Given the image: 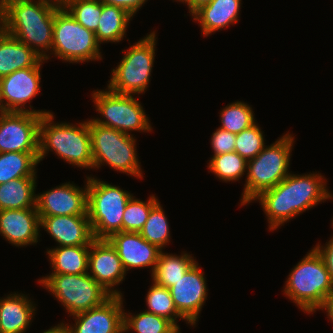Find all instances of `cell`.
<instances>
[{"instance_id":"cell-5","label":"cell","mask_w":333,"mask_h":333,"mask_svg":"<svg viewBox=\"0 0 333 333\" xmlns=\"http://www.w3.org/2000/svg\"><path fill=\"white\" fill-rule=\"evenodd\" d=\"M294 136L286 133L253 159L247 161V178L244 184L241 204H249L261 192L275 187L289 173L290 156Z\"/></svg>"},{"instance_id":"cell-4","label":"cell","mask_w":333,"mask_h":333,"mask_svg":"<svg viewBox=\"0 0 333 333\" xmlns=\"http://www.w3.org/2000/svg\"><path fill=\"white\" fill-rule=\"evenodd\" d=\"M283 291L304 313L322 308L333 291V280L314 248L291 270Z\"/></svg>"},{"instance_id":"cell-2","label":"cell","mask_w":333,"mask_h":333,"mask_svg":"<svg viewBox=\"0 0 333 333\" xmlns=\"http://www.w3.org/2000/svg\"><path fill=\"white\" fill-rule=\"evenodd\" d=\"M60 6L45 0H6L3 3V30L43 60H48L47 53L51 52L53 44L55 11Z\"/></svg>"},{"instance_id":"cell-34","label":"cell","mask_w":333,"mask_h":333,"mask_svg":"<svg viewBox=\"0 0 333 333\" xmlns=\"http://www.w3.org/2000/svg\"><path fill=\"white\" fill-rule=\"evenodd\" d=\"M158 199L151 195L147 201L136 199L131 196L128 200L123 218H122V231L123 232H140L145 225L151 209L158 203Z\"/></svg>"},{"instance_id":"cell-22","label":"cell","mask_w":333,"mask_h":333,"mask_svg":"<svg viewBox=\"0 0 333 333\" xmlns=\"http://www.w3.org/2000/svg\"><path fill=\"white\" fill-rule=\"evenodd\" d=\"M20 294L0 299V333H25L31 324L36 306L28 296Z\"/></svg>"},{"instance_id":"cell-8","label":"cell","mask_w":333,"mask_h":333,"mask_svg":"<svg viewBox=\"0 0 333 333\" xmlns=\"http://www.w3.org/2000/svg\"><path fill=\"white\" fill-rule=\"evenodd\" d=\"M155 31L130 46L108 81L107 88L118 94L140 95L145 93L154 65Z\"/></svg>"},{"instance_id":"cell-46","label":"cell","mask_w":333,"mask_h":333,"mask_svg":"<svg viewBox=\"0 0 333 333\" xmlns=\"http://www.w3.org/2000/svg\"><path fill=\"white\" fill-rule=\"evenodd\" d=\"M175 1H176V2H178V1H179V2H182V3H184V0H175Z\"/></svg>"},{"instance_id":"cell-45","label":"cell","mask_w":333,"mask_h":333,"mask_svg":"<svg viewBox=\"0 0 333 333\" xmlns=\"http://www.w3.org/2000/svg\"><path fill=\"white\" fill-rule=\"evenodd\" d=\"M66 0H54L55 4L62 5Z\"/></svg>"},{"instance_id":"cell-24","label":"cell","mask_w":333,"mask_h":333,"mask_svg":"<svg viewBox=\"0 0 333 333\" xmlns=\"http://www.w3.org/2000/svg\"><path fill=\"white\" fill-rule=\"evenodd\" d=\"M90 245L60 246L47 249L52 267L51 274H85L88 273Z\"/></svg>"},{"instance_id":"cell-32","label":"cell","mask_w":333,"mask_h":333,"mask_svg":"<svg viewBox=\"0 0 333 333\" xmlns=\"http://www.w3.org/2000/svg\"><path fill=\"white\" fill-rule=\"evenodd\" d=\"M174 324L167 318L142 311L139 314L123 312V332L130 329L136 333H166Z\"/></svg>"},{"instance_id":"cell-28","label":"cell","mask_w":333,"mask_h":333,"mask_svg":"<svg viewBox=\"0 0 333 333\" xmlns=\"http://www.w3.org/2000/svg\"><path fill=\"white\" fill-rule=\"evenodd\" d=\"M38 153H0V184L22 177H37Z\"/></svg>"},{"instance_id":"cell-40","label":"cell","mask_w":333,"mask_h":333,"mask_svg":"<svg viewBox=\"0 0 333 333\" xmlns=\"http://www.w3.org/2000/svg\"><path fill=\"white\" fill-rule=\"evenodd\" d=\"M212 0H184V3L188 5L189 13L192 15L200 9L202 6L209 4Z\"/></svg>"},{"instance_id":"cell-12","label":"cell","mask_w":333,"mask_h":333,"mask_svg":"<svg viewBox=\"0 0 333 333\" xmlns=\"http://www.w3.org/2000/svg\"><path fill=\"white\" fill-rule=\"evenodd\" d=\"M41 118L31 112L0 111V153H38Z\"/></svg>"},{"instance_id":"cell-11","label":"cell","mask_w":333,"mask_h":333,"mask_svg":"<svg viewBox=\"0 0 333 333\" xmlns=\"http://www.w3.org/2000/svg\"><path fill=\"white\" fill-rule=\"evenodd\" d=\"M91 95L96 111L104 118L92 119L95 123L126 134L129 131H152L145 110L133 95L118 94L109 89L96 90Z\"/></svg>"},{"instance_id":"cell-19","label":"cell","mask_w":333,"mask_h":333,"mask_svg":"<svg viewBox=\"0 0 333 333\" xmlns=\"http://www.w3.org/2000/svg\"><path fill=\"white\" fill-rule=\"evenodd\" d=\"M44 228L60 246L90 245L94 240L88 215L39 216Z\"/></svg>"},{"instance_id":"cell-7","label":"cell","mask_w":333,"mask_h":333,"mask_svg":"<svg viewBox=\"0 0 333 333\" xmlns=\"http://www.w3.org/2000/svg\"><path fill=\"white\" fill-rule=\"evenodd\" d=\"M87 214L95 239L122 231V218L132 194L119 186L88 176Z\"/></svg>"},{"instance_id":"cell-38","label":"cell","mask_w":333,"mask_h":333,"mask_svg":"<svg viewBox=\"0 0 333 333\" xmlns=\"http://www.w3.org/2000/svg\"><path fill=\"white\" fill-rule=\"evenodd\" d=\"M325 246H320L321 244H317L314 249L318 252V254L322 257L327 271L330 274L331 279L333 280V237L326 242Z\"/></svg>"},{"instance_id":"cell-42","label":"cell","mask_w":333,"mask_h":333,"mask_svg":"<svg viewBox=\"0 0 333 333\" xmlns=\"http://www.w3.org/2000/svg\"><path fill=\"white\" fill-rule=\"evenodd\" d=\"M43 333H69V331L62 322L48 330L43 331Z\"/></svg>"},{"instance_id":"cell-3","label":"cell","mask_w":333,"mask_h":333,"mask_svg":"<svg viewBox=\"0 0 333 333\" xmlns=\"http://www.w3.org/2000/svg\"><path fill=\"white\" fill-rule=\"evenodd\" d=\"M52 113L43 115L39 124L38 162L53 151L67 163L81 168H93L91 136L88 120L78 125L54 123ZM48 152V153H47Z\"/></svg>"},{"instance_id":"cell-44","label":"cell","mask_w":333,"mask_h":333,"mask_svg":"<svg viewBox=\"0 0 333 333\" xmlns=\"http://www.w3.org/2000/svg\"><path fill=\"white\" fill-rule=\"evenodd\" d=\"M0 25H3V3L0 1Z\"/></svg>"},{"instance_id":"cell-17","label":"cell","mask_w":333,"mask_h":333,"mask_svg":"<svg viewBox=\"0 0 333 333\" xmlns=\"http://www.w3.org/2000/svg\"><path fill=\"white\" fill-rule=\"evenodd\" d=\"M66 182L36 196L39 216L88 215V188Z\"/></svg>"},{"instance_id":"cell-15","label":"cell","mask_w":333,"mask_h":333,"mask_svg":"<svg viewBox=\"0 0 333 333\" xmlns=\"http://www.w3.org/2000/svg\"><path fill=\"white\" fill-rule=\"evenodd\" d=\"M123 295H114L102 305L72 315L75 325L65 324L69 333H124Z\"/></svg>"},{"instance_id":"cell-16","label":"cell","mask_w":333,"mask_h":333,"mask_svg":"<svg viewBox=\"0 0 333 333\" xmlns=\"http://www.w3.org/2000/svg\"><path fill=\"white\" fill-rule=\"evenodd\" d=\"M88 271L112 296L122 295L117 289L114 290V286L125 279L126 271L116 249L107 239H95L90 244Z\"/></svg>"},{"instance_id":"cell-43","label":"cell","mask_w":333,"mask_h":333,"mask_svg":"<svg viewBox=\"0 0 333 333\" xmlns=\"http://www.w3.org/2000/svg\"><path fill=\"white\" fill-rule=\"evenodd\" d=\"M179 325H174L170 330H168L166 333H181Z\"/></svg>"},{"instance_id":"cell-41","label":"cell","mask_w":333,"mask_h":333,"mask_svg":"<svg viewBox=\"0 0 333 333\" xmlns=\"http://www.w3.org/2000/svg\"><path fill=\"white\" fill-rule=\"evenodd\" d=\"M321 310H326V312L328 313L327 316H328L329 320L332 321V324H333V291L326 298V301H325L324 305L322 306Z\"/></svg>"},{"instance_id":"cell-6","label":"cell","mask_w":333,"mask_h":333,"mask_svg":"<svg viewBox=\"0 0 333 333\" xmlns=\"http://www.w3.org/2000/svg\"><path fill=\"white\" fill-rule=\"evenodd\" d=\"M88 126L94 169L106 163L116 171L143 178L133 134L99 125L92 119L88 120Z\"/></svg>"},{"instance_id":"cell-31","label":"cell","mask_w":333,"mask_h":333,"mask_svg":"<svg viewBox=\"0 0 333 333\" xmlns=\"http://www.w3.org/2000/svg\"><path fill=\"white\" fill-rule=\"evenodd\" d=\"M208 169L222 181H238L246 173L247 161L233 151L212 156Z\"/></svg>"},{"instance_id":"cell-30","label":"cell","mask_w":333,"mask_h":333,"mask_svg":"<svg viewBox=\"0 0 333 333\" xmlns=\"http://www.w3.org/2000/svg\"><path fill=\"white\" fill-rule=\"evenodd\" d=\"M164 210L158 202L150 211L145 225L139 234L149 243L156 245L159 249L170 242L169 222L164 214Z\"/></svg>"},{"instance_id":"cell-47","label":"cell","mask_w":333,"mask_h":333,"mask_svg":"<svg viewBox=\"0 0 333 333\" xmlns=\"http://www.w3.org/2000/svg\"><path fill=\"white\" fill-rule=\"evenodd\" d=\"M45 1H49V2H51V3H54V0H45Z\"/></svg>"},{"instance_id":"cell-39","label":"cell","mask_w":333,"mask_h":333,"mask_svg":"<svg viewBox=\"0 0 333 333\" xmlns=\"http://www.w3.org/2000/svg\"><path fill=\"white\" fill-rule=\"evenodd\" d=\"M103 4L113 5L126 10L130 15L135 16L147 0H100Z\"/></svg>"},{"instance_id":"cell-9","label":"cell","mask_w":333,"mask_h":333,"mask_svg":"<svg viewBox=\"0 0 333 333\" xmlns=\"http://www.w3.org/2000/svg\"><path fill=\"white\" fill-rule=\"evenodd\" d=\"M95 33L78 23L61 5L55 11L51 52L62 61L84 63L101 60Z\"/></svg>"},{"instance_id":"cell-25","label":"cell","mask_w":333,"mask_h":333,"mask_svg":"<svg viewBox=\"0 0 333 333\" xmlns=\"http://www.w3.org/2000/svg\"><path fill=\"white\" fill-rule=\"evenodd\" d=\"M37 177H22L0 184V210L36 208Z\"/></svg>"},{"instance_id":"cell-27","label":"cell","mask_w":333,"mask_h":333,"mask_svg":"<svg viewBox=\"0 0 333 333\" xmlns=\"http://www.w3.org/2000/svg\"><path fill=\"white\" fill-rule=\"evenodd\" d=\"M196 260L188 253L183 252L180 256L160 252L154 271L151 273L152 280L157 285L170 288L178 281L194 264Z\"/></svg>"},{"instance_id":"cell-13","label":"cell","mask_w":333,"mask_h":333,"mask_svg":"<svg viewBox=\"0 0 333 333\" xmlns=\"http://www.w3.org/2000/svg\"><path fill=\"white\" fill-rule=\"evenodd\" d=\"M41 66L42 63L37 67L16 70L0 78V111L31 112L41 116L52 113L44 110H32L31 105V109L23 107L39 94Z\"/></svg>"},{"instance_id":"cell-26","label":"cell","mask_w":333,"mask_h":333,"mask_svg":"<svg viewBox=\"0 0 333 333\" xmlns=\"http://www.w3.org/2000/svg\"><path fill=\"white\" fill-rule=\"evenodd\" d=\"M132 18L123 8L102 3V14L95 32L97 42L101 44L122 41Z\"/></svg>"},{"instance_id":"cell-29","label":"cell","mask_w":333,"mask_h":333,"mask_svg":"<svg viewBox=\"0 0 333 333\" xmlns=\"http://www.w3.org/2000/svg\"><path fill=\"white\" fill-rule=\"evenodd\" d=\"M220 112L219 128L233 134H238L256 123L251 106L241 101L225 106Z\"/></svg>"},{"instance_id":"cell-10","label":"cell","mask_w":333,"mask_h":333,"mask_svg":"<svg viewBox=\"0 0 333 333\" xmlns=\"http://www.w3.org/2000/svg\"><path fill=\"white\" fill-rule=\"evenodd\" d=\"M38 282L74 315L102 305L112 295L88 273L50 274Z\"/></svg>"},{"instance_id":"cell-33","label":"cell","mask_w":333,"mask_h":333,"mask_svg":"<svg viewBox=\"0 0 333 333\" xmlns=\"http://www.w3.org/2000/svg\"><path fill=\"white\" fill-rule=\"evenodd\" d=\"M152 284L146 296L148 310L145 311L167 318L174 325L179 321L177 318L185 320L175 308L169 289L155 282Z\"/></svg>"},{"instance_id":"cell-21","label":"cell","mask_w":333,"mask_h":333,"mask_svg":"<svg viewBox=\"0 0 333 333\" xmlns=\"http://www.w3.org/2000/svg\"><path fill=\"white\" fill-rule=\"evenodd\" d=\"M43 60L30 47L3 30L0 25V78L16 70L37 67Z\"/></svg>"},{"instance_id":"cell-20","label":"cell","mask_w":333,"mask_h":333,"mask_svg":"<svg viewBox=\"0 0 333 333\" xmlns=\"http://www.w3.org/2000/svg\"><path fill=\"white\" fill-rule=\"evenodd\" d=\"M40 218L37 208L0 210V234L17 247L38 242Z\"/></svg>"},{"instance_id":"cell-36","label":"cell","mask_w":333,"mask_h":333,"mask_svg":"<svg viewBox=\"0 0 333 333\" xmlns=\"http://www.w3.org/2000/svg\"><path fill=\"white\" fill-rule=\"evenodd\" d=\"M263 132L255 123L250 128L236 134L234 151L246 161L255 158L265 147Z\"/></svg>"},{"instance_id":"cell-14","label":"cell","mask_w":333,"mask_h":333,"mask_svg":"<svg viewBox=\"0 0 333 333\" xmlns=\"http://www.w3.org/2000/svg\"><path fill=\"white\" fill-rule=\"evenodd\" d=\"M206 280L196 262L169 289L175 308L189 325H196L202 306L207 300Z\"/></svg>"},{"instance_id":"cell-18","label":"cell","mask_w":333,"mask_h":333,"mask_svg":"<svg viewBox=\"0 0 333 333\" xmlns=\"http://www.w3.org/2000/svg\"><path fill=\"white\" fill-rule=\"evenodd\" d=\"M116 249L127 272L132 268L151 267L154 271L161 252L156 245L146 241L139 232H117L107 239Z\"/></svg>"},{"instance_id":"cell-23","label":"cell","mask_w":333,"mask_h":333,"mask_svg":"<svg viewBox=\"0 0 333 333\" xmlns=\"http://www.w3.org/2000/svg\"><path fill=\"white\" fill-rule=\"evenodd\" d=\"M241 0H212L192 16L198 21L204 36L238 22Z\"/></svg>"},{"instance_id":"cell-37","label":"cell","mask_w":333,"mask_h":333,"mask_svg":"<svg viewBox=\"0 0 333 333\" xmlns=\"http://www.w3.org/2000/svg\"><path fill=\"white\" fill-rule=\"evenodd\" d=\"M236 134L217 128L211 137V147L214 155L233 152L235 149Z\"/></svg>"},{"instance_id":"cell-35","label":"cell","mask_w":333,"mask_h":333,"mask_svg":"<svg viewBox=\"0 0 333 333\" xmlns=\"http://www.w3.org/2000/svg\"><path fill=\"white\" fill-rule=\"evenodd\" d=\"M62 6L83 27L96 32L102 14L100 0H66Z\"/></svg>"},{"instance_id":"cell-1","label":"cell","mask_w":333,"mask_h":333,"mask_svg":"<svg viewBox=\"0 0 333 333\" xmlns=\"http://www.w3.org/2000/svg\"><path fill=\"white\" fill-rule=\"evenodd\" d=\"M325 179L317 172L303 175L290 173L275 187L254 198L253 201L259 200L266 213L269 230L277 229L295 216L332 198Z\"/></svg>"}]
</instances>
